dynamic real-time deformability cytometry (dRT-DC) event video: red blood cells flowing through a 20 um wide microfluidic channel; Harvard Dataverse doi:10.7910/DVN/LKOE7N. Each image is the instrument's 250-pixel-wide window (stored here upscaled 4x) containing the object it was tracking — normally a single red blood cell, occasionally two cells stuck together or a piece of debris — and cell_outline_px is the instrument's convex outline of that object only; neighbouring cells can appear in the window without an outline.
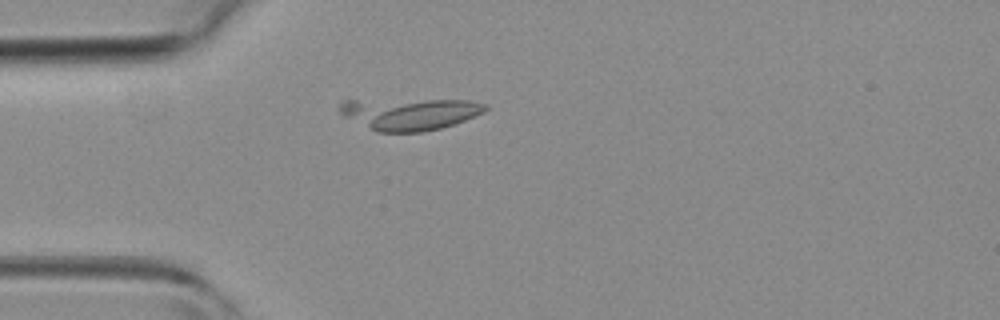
{"species": "common noctule bat (a hibernating species)", "species_latin": "Nyctalus noctula", "temperature_condition": "room temperature", "stored_images_in_passage": 4, "camera_frame_rate_fps": 3000, "um_per_image_px": 0.085, "animal": {"sex": "female", "body_mass_g": 19.3, "forearm_length_mm": 54.1}, "frame": {"image": 1, "passage_image": 4, "time_ms": 3.667, "image_size_px": [1000, 320], "cell_outline_px": [[488, 108], [484, 112], [464, 120], [440, 128], [424, 132], [376, 132], [344, 116], [336, 108], [344, 100], [468, 100], [488, 104]], "centroid_in_image_um": [34.8, 9.67], "position_along_channel_um": 50.2, "area_um2": 27.05}}